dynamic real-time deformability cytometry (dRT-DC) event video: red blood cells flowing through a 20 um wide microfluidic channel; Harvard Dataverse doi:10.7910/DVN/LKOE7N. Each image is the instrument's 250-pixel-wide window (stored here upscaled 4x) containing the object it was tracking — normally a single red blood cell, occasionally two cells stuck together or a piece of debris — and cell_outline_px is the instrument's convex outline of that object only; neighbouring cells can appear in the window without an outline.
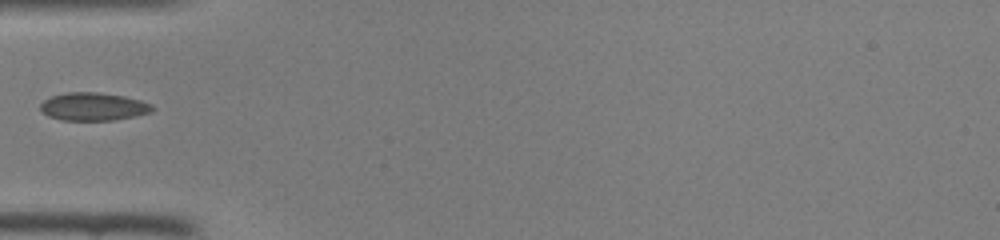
{"species": "common noctule bat (a hibernating species)", "species_latin": "Nyctalus noctula", "temperature_condition": "room temperature", "stored_images_in_passage": 3, "camera_frame_rate_fps": 3000, "um_per_image_px": 0.085, "animal": {"sex": "female", "body_mass_g": 22.0, "forearm_length_mm": 56.7}, "frame": {"image": 1, "passage_image": 1, "time_ms": 0.0, "image_size_px": [1000, 240], "cell_outline_px": [[156, 108], [152, 112], [112, 120], [64, 120], [48, 116], [40, 108], [40, 104], [44, 100], [52, 96], [68, 92], [96, 92], [124, 96], [140, 100], [152, 104]], "centroid_in_image_um": [7.95, 9.05], "position_along_channel_um": 77.0, "area_um2": 18.09}}